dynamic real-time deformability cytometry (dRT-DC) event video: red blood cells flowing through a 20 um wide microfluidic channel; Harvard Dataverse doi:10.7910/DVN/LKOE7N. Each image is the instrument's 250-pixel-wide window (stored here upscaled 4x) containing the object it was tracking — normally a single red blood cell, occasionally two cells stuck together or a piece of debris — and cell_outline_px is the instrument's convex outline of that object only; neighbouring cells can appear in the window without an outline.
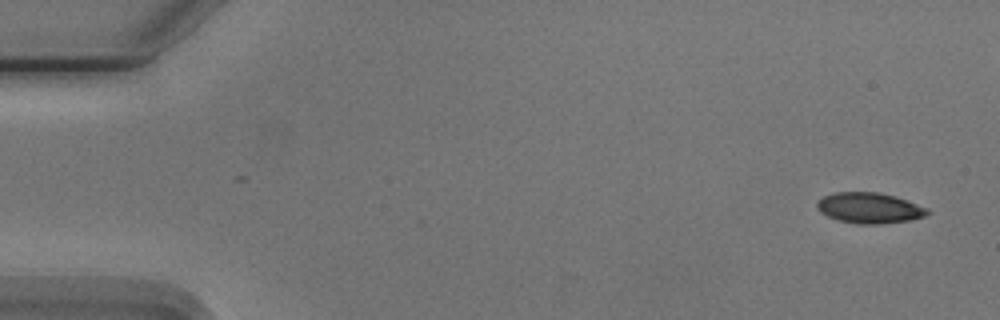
{"species": "Egyptian fruit bat (a non-hibernating species)", "species_latin": "Rousettus aegyptiacus", "temperature_condition": "cold", "stored_images_in_passage": 6, "camera_frame_rate_fps": 3000, "um_per_image_px": 0.085, "animal": {"sex": "male"}, "frame": {"image": 1, "passage_image": 1, "time_ms": 0.0, "image_size_px": [1000, 320], "cell_outline_px": [[932, 212], [924, 216], [908, 220], [876, 224], [856, 224], [840, 220], [828, 216], [820, 212], [816, 208], [816, 204], [824, 196], [836, 192], [880, 192], [896, 196], [928, 208]], "centroid_in_image_um": [73.91, 17.67], "position_along_channel_um": 11.1, "area_um2": 19.65}}